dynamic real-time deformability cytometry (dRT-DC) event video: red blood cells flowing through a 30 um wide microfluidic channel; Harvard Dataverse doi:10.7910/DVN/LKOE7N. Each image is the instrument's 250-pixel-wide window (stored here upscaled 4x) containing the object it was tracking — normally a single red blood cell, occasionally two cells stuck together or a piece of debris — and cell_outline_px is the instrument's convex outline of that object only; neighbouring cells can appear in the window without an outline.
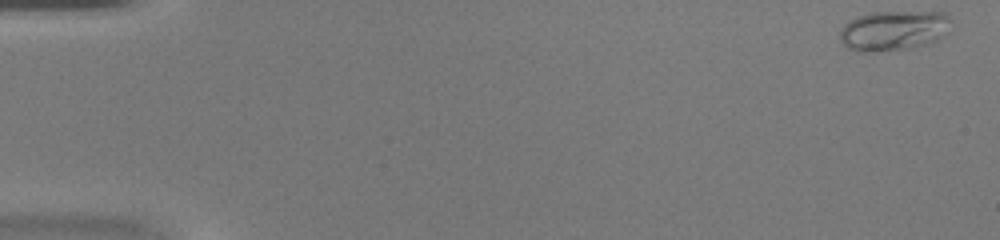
{"species": "common noctule bat (a hibernating species)", "species_latin": "Nyctalus noctula", "temperature_condition": "warm", "stored_images_in_passage": 49, "camera_frame_rate_fps": 3000, "um_per_image_px": 0.085, "animal": {"sex": "female", "body_mass_g": 20.0, "forearm_length_mm": 54.0}, "frame": {"image": 1, "passage_image": 1, "time_ms": 0.0, "image_size_px": [1000, 240], "cell_outline_px": [[952, 20], [944, 36], [936, 40], [912, 48], [876, 52], [856, 52], [848, 48], [840, 40], [840, 28], [848, 20], [856, 16], [872, 12], [944, 12]], "centroid_in_image_um": [75.92, 2.6], "position_along_channel_um": 9.1, "area_um2": 26.18}}
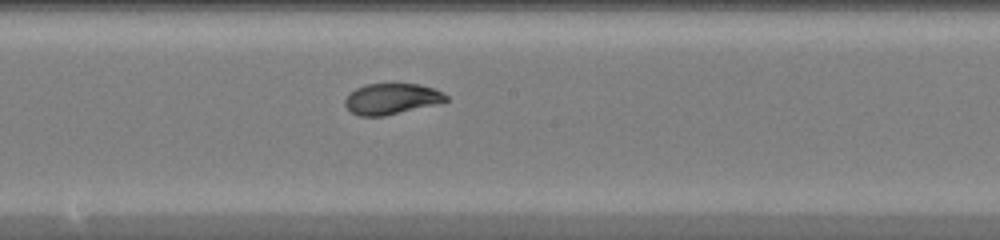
{"frame": {"image": 2, "passage_image": 27, "time_ms": 8.667, "image_size_px": [1000, 240], "cell_outline_px": [[448, 100], [384, 116], [360, 116], [352, 112], [344, 104], [344, 100], [356, 88], [364, 84], [420, 84], [432, 88], [448, 96]], "centroid_in_image_um": [33.24, 8.39], "position_along_channel_um": 215.0, "area_um2": 17.69}}
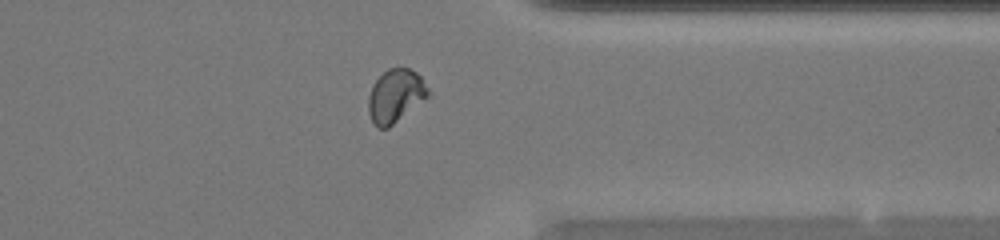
{"frame": {"image": 3, "passage_image": 39, "time_ms": 12.667, "image_size_px": [1000, 240], "cell_outline_px": [[428, 96], [388, 128], [380, 128], [372, 120], [368, 112], [368, 96], [372, 84], [388, 68], [408, 68], [416, 72], [420, 76], [428, 88]], "centroid_in_image_um": [33.59, 8.13], "position_along_channel_um": 377.8, "area_um2": 18.15}, "authors_computed_cell_mechanics": {"area_um2": 19.0162, "velocity_mm_per_s": 4.1835, "shape_relaxation_time_tau1_ms": 10.4318, "shape_relaxation_time_tau2_ms": 0.9251, "deformation_change_tau1": 0.3006, "deformation_change_tau2": 0.0444}}